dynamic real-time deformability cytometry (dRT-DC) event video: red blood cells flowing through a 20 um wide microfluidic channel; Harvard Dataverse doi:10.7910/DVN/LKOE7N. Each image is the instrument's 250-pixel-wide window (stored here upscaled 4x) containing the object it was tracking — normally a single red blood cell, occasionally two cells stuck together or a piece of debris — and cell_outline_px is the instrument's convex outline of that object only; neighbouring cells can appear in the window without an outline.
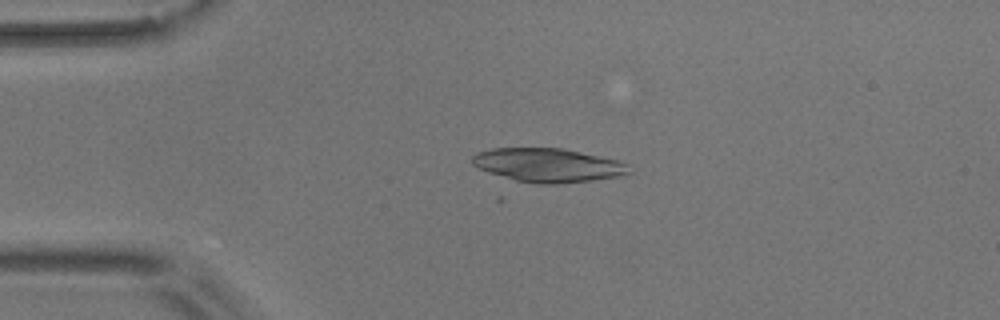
{"species": "common noctule bat (a hibernating species)", "species_latin": "Nyctalus noctula", "temperature_condition": "room temperature", "stored_images_in_passage": 3, "camera_frame_rate_fps": 3000, "um_per_image_px": 0.085, "animal": {"sex": "male", "body_mass_g": 17.9}, "frame": {"image": 1, "passage_image": 3, "time_ms": 2.333, "image_size_px": [1000, 320], "cell_outline_px": [[632, 172], [624, 176], [592, 180], [556, 184], [536, 184], [516, 180], [488, 172], [472, 164], [472, 156], [476, 152], [492, 148], [564, 148], [620, 160], [628, 164]], "centroid_in_image_um": [46.63, 14.03], "position_along_channel_um": 38.4, "area_um2": 31.15}}